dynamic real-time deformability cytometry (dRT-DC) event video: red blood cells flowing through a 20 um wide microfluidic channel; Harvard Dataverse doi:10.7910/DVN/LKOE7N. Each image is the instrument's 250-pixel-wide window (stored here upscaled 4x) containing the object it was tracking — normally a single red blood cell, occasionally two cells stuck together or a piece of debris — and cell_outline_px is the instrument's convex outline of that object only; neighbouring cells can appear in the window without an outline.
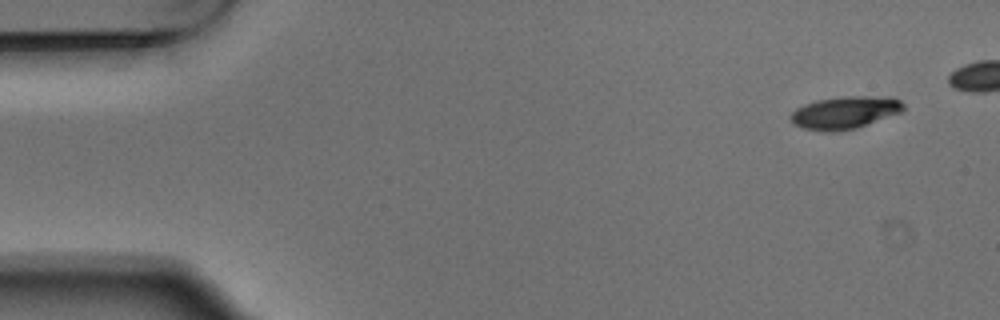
{"species": "Egyptian fruit bat (a non-hibernating species)", "species_latin": "Rousettus aegyptiacus", "temperature_condition": "warm", "stored_images_in_passage": 6, "camera_frame_rate_fps": 3000, "um_per_image_px": 0.085, "animal": {"sex": "male"}, "frame": {"image": 1, "passage_image": 1, "time_ms": 0.0, "image_size_px": [1000, 320], "cell_outline_px": [[904, 108], [900, 112], [852, 128], [828, 132], [804, 128], [796, 124], [788, 116], [796, 108], [804, 104], [816, 100], [844, 96], [892, 96], [900, 100], [904, 104]], "centroid_in_image_um": [71.8, 9.53], "position_along_channel_um": 13.2, "area_um2": 20.92}}
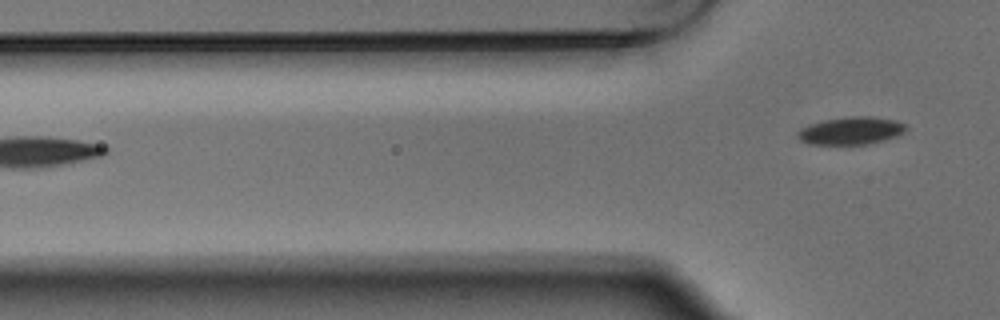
{"frame": {"image": 2, "passage_image": 6, "time_ms": 1.667, "image_size_px": [1000, 320], "cell_outline_px": [[908, 128], [904, 132], [896, 136], [884, 140], [868, 144], [808, 144], [800, 140], [796, 136], [796, 132], [800, 128], [808, 124], [824, 120], [852, 116], [872, 116], [896, 120], [904, 124]], "centroid_in_image_um": [72.31, 11.11], "position_along_channel_um": 53.5, "area_um2": 17.57}}